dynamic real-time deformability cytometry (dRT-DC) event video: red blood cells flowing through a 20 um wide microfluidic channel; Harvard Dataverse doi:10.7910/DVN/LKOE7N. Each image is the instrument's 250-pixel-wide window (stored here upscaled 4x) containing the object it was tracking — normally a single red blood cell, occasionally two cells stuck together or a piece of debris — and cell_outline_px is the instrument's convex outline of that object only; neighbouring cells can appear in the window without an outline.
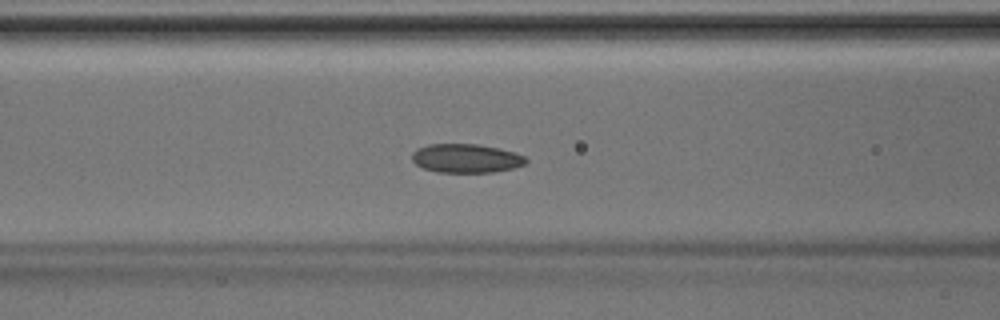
{"species": "Egyptian fruit bat (a non-hibernating species)", "species_latin": "Rousettus aegyptiacus", "temperature_condition": "room temperature", "stored_images_in_passage": 46, "camera_frame_rate_fps": 3000, "um_per_image_px": 0.085, "animal": {"sex": "male"}, "frame": {"image": 1, "passage_image": 18, "time_ms": 5.667, "image_size_px": [1000, 320], "cell_outline_px": [[528, 160], [524, 164], [512, 168], [492, 172], [436, 172], [424, 168], [416, 164], [412, 160], [412, 152], [416, 148], [428, 144], [476, 144], [500, 148], [516, 152], [524, 156]], "centroid_in_image_um": [39.6, 13.45], "position_along_channel_um": 127.0, "area_um2": 19.19}}
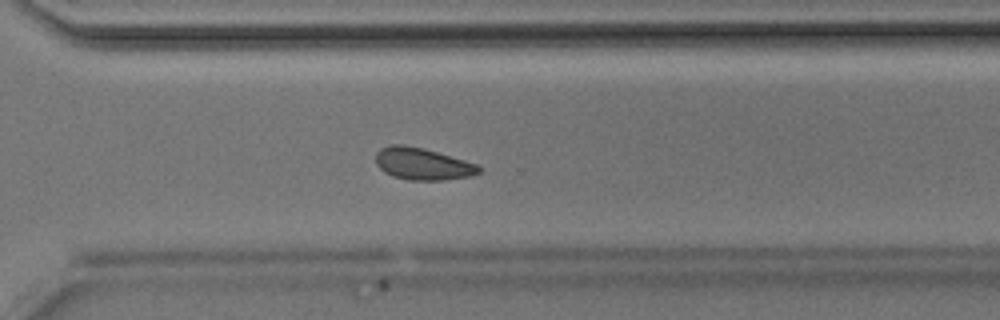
{"frame": {"image": 2, "passage_image": 32, "time_ms": 10.333, "image_size_px": [1000, 320], "cell_outline_px": [[480, 172], [472, 176], [444, 180], [408, 180], [392, 176], [384, 172], [376, 164], [376, 152], [380, 148], [392, 144], [404, 144], [424, 148], [464, 160], [476, 164], [480, 168]], "centroid_in_image_um": [35.89, 13.93], "position_along_channel_um": 334.7, "area_um2": 19.31}}
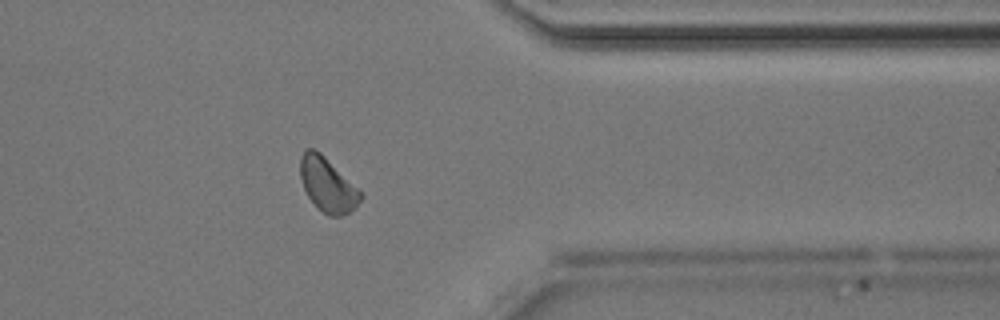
{"frame": {"image": 3, "passage_image": 36, "time_ms": 11.667, "image_size_px": [1000, 320], "cell_outline_px": [[364, 196], [348, 212], [340, 216], [328, 216], [308, 196], [304, 188], [300, 176], [300, 156], [304, 148], [312, 148], [320, 152], [364, 192]], "centroid_in_image_um": [27.85, 15.66], "position_along_channel_um": 383.5, "area_um2": 18.96}}